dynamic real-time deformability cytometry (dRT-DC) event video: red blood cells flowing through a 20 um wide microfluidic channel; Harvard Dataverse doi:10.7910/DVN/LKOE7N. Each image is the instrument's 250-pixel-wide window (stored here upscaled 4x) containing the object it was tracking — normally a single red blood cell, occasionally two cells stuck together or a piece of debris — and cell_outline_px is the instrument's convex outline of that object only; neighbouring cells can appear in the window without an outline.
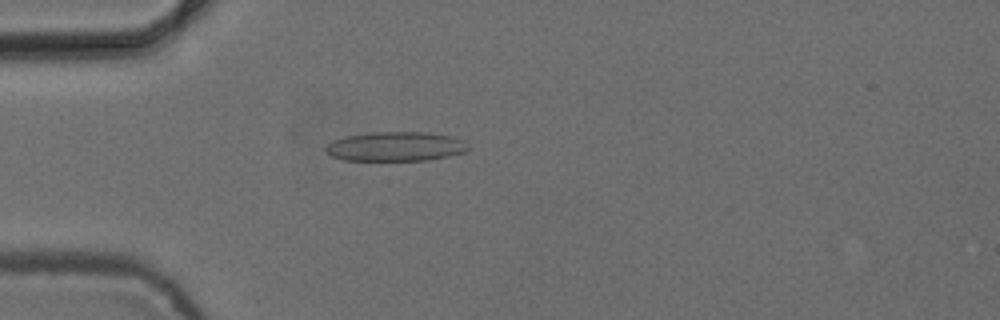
{"species": "common noctule bat (a hibernating species)", "species_latin": "Nyctalus noctula", "temperature_condition": "cold", "stored_images_in_passage": 53, "camera_frame_rate_fps": 3000, "um_per_image_px": 0.085, "animal": {"sex": "female", "body_mass_g": 24.6, "forearm_length_mm": 56.2}, "frame": {"image": 1, "passage_image": 15, "time_ms": 4.667, "image_size_px": [1000, 320], "cell_outline_px": [[468, 148], [464, 152], [448, 156], [428, 160], [344, 160], [332, 156], [324, 148], [328, 144], [336, 140], [348, 136], [372, 132], [428, 132], [452, 136], [464, 140], [468, 144]], "centroid_in_image_um": [33.68, 12.45], "position_along_channel_um": 51.3, "area_um2": 24.22}}
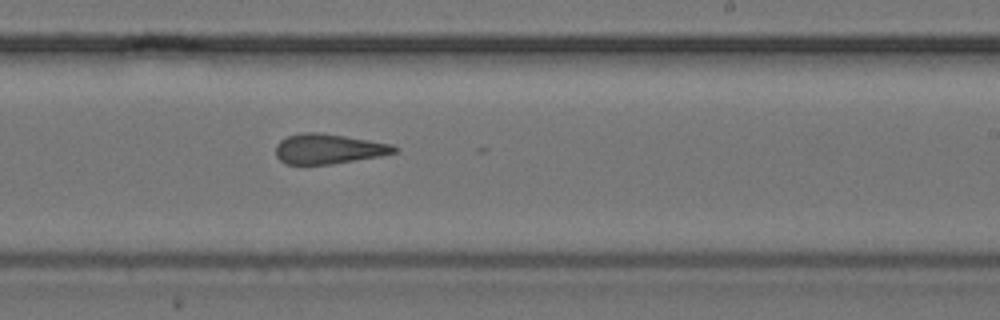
{"frame": {"image": 2, "passage_image": 32, "time_ms": 10.333, "image_size_px": [1000, 320], "cell_outline_px": [[400, 148], [396, 152], [380, 156], [332, 164], [284, 164], [276, 156], [276, 144], [280, 140], [288, 136], [300, 132], [320, 132], [392, 144]], "centroid_in_image_um": [27.9, 12.65], "position_along_channel_um": 261.1, "area_um2": 20.75}}
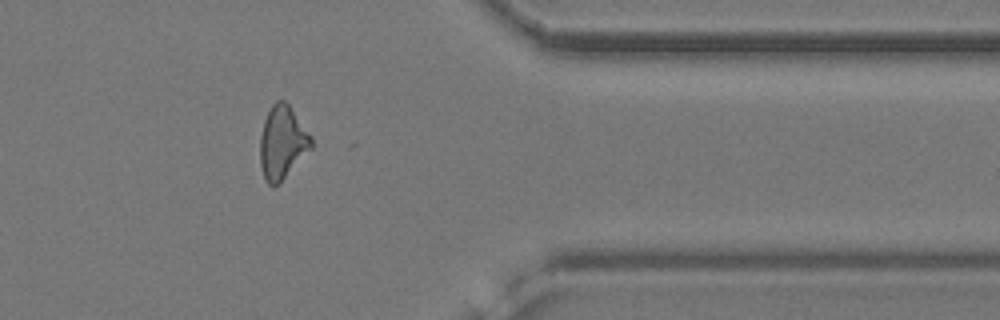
{"frame": {"image": 3, "passage_image": 43, "time_ms": 14.0, "image_size_px": [1000, 320], "cell_outline_px": [[312, 148], [272, 188], [264, 180], [260, 164], [260, 136], [264, 120], [272, 104], [276, 100], [284, 100], [288, 104], [312, 136]], "centroid_in_image_um": [23.98, 12.09], "position_along_channel_um": 387.4, "area_um2": 21.5}, "authors_computed_cell_mechanics": {"area_um2": 22.0218, "velocity_mm_per_s": 3.8924, "shape_relaxation_time_tau1_ms": null, "shape_relaxation_time_tau2_ms": 4.0459, "deformation_change_tau1": null, "deformation_change_tau2": 0.1459}}